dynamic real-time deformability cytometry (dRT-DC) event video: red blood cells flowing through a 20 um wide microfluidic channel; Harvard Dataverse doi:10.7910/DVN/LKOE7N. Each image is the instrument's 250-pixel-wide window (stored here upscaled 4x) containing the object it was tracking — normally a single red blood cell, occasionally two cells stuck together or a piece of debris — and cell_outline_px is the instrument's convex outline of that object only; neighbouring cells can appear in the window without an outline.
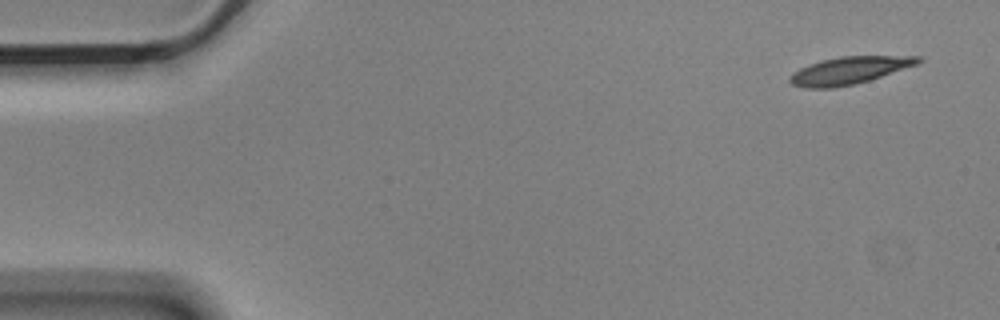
{"species": "Egyptian fruit bat (a non-hibernating species)", "species_latin": "Rousettus aegyptiacus", "temperature_condition": "cold", "stored_images_in_passage": 10, "camera_frame_rate_fps": 3000, "um_per_image_px": 0.085, "animal": {"sex": "male"}, "frame": {"image": 1, "passage_image": 1, "time_ms": 0.0, "image_size_px": [1000, 320], "cell_outline_px": [[924, 60], [916, 64], [856, 84], [832, 88], [804, 88], [792, 84], [788, 80], [788, 76], [792, 72], [808, 64], [820, 60], [840, 56], [924, 56]], "centroid_in_image_um": [72.12, 5.98], "position_along_channel_um": 12.9, "area_um2": 20.46}}
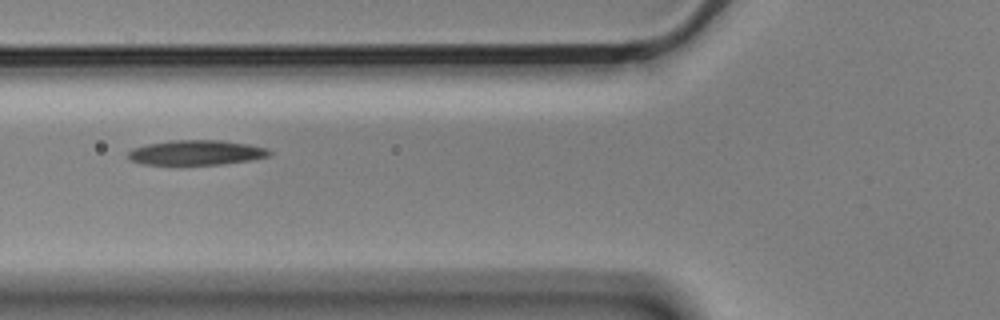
{"frame": {"image": 2, "passage_image": 6, "time_ms": 1.667, "image_size_px": [1000, 320], "cell_outline_px": [[272, 156], [252, 160], [220, 164], [140, 164], [128, 160], [124, 156], [132, 148], [148, 144], [176, 140], [220, 140], [248, 144], [268, 148], [272, 152]], "centroid_in_image_um": [16.68, 12.97], "position_along_channel_um": 109.1, "area_um2": 20.63}}
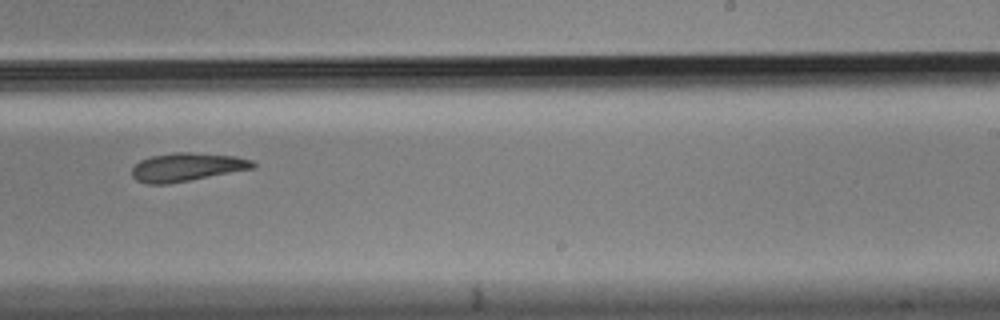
{"frame": {"image": 3, "passage_image": 10, "time_ms": 3.0, "image_size_px": [1000, 320], "cell_outline_px": [[256, 168], [168, 184], [148, 184], [136, 180], [132, 176], [132, 168], [140, 160], [152, 156], [172, 152], [188, 152], [236, 156], [252, 160], [256, 164]], "centroid_in_image_um": [15.89, 14.2], "position_along_channel_um": 273.1, "area_um2": 20.06}}